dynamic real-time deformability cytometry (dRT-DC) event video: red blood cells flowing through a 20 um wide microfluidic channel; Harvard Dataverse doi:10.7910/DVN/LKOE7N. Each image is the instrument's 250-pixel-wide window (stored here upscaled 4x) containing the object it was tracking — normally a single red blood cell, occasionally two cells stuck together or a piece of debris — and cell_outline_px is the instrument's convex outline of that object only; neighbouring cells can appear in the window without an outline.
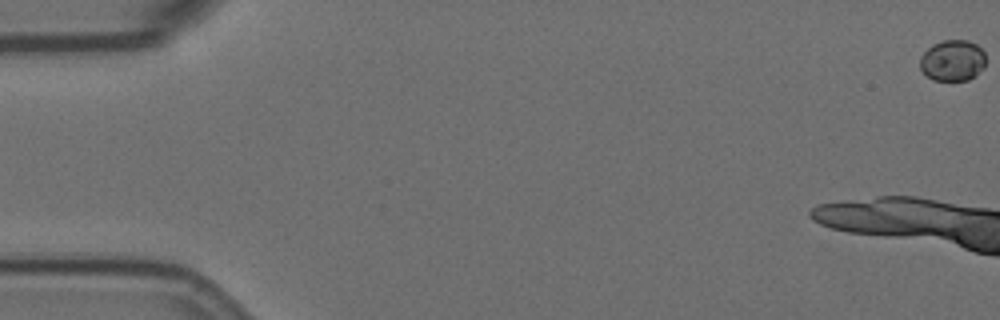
{"species": "Egyptian fruit bat (a non-hibernating species)", "species_latin": "Rousettus aegyptiacus", "temperature_condition": "room temperature", "stored_images_in_passage": 16, "camera_frame_rate_fps": 3000, "um_per_image_px": 0.085, "animal": {"sex": "female"}, "frame": {"image": 1, "passage_image": 1, "time_ms": 0.0, "image_size_px": [1000, 320], "cell_outline_px": [[984, 68], [976, 76], [968, 80], [932, 80], [920, 68], [920, 56], [932, 44], [944, 40], [968, 40], [976, 44], [984, 52]], "centroid_in_image_um": [80.97, 5.14], "position_along_channel_um": 4.0, "area_um2": 15.78}}